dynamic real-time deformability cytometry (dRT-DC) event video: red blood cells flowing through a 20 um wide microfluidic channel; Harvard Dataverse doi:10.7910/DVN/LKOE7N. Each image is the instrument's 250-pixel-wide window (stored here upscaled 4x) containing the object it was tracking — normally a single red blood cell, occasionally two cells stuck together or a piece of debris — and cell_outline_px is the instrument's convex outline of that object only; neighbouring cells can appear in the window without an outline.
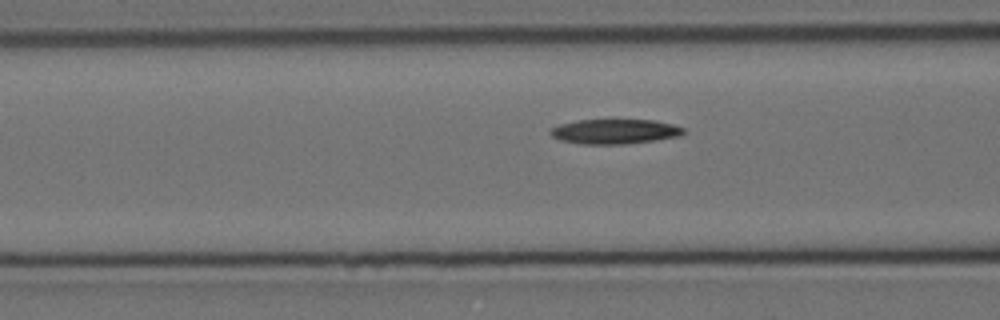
{"species": "Egyptian fruit bat (a non-hibernating species)", "species_latin": "Rousettus aegyptiacus", "temperature_condition": "cold", "stored_images_in_passage": 41, "camera_frame_rate_fps": 3000, "um_per_image_px": 0.085, "animal": {"sex": "female"}, "frame": {"image": 1, "passage_image": 18, "time_ms": 5.667, "image_size_px": [1000, 320], "cell_outline_px": [[684, 132], [680, 136], [624, 144], [580, 144], [560, 140], [552, 136], [548, 132], [552, 128], [560, 124], [576, 120], [612, 116], [652, 120], [672, 124], [684, 128]], "centroid_in_image_um": [52.21, 11.12], "position_along_channel_um": 114.4, "area_um2": 20.17}}
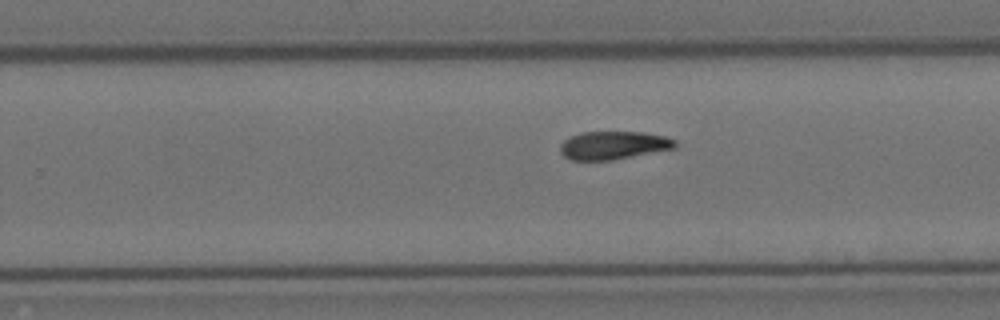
{"frame": {"image": 2, "passage_image": 32, "time_ms": 10.333, "image_size_px": [1000, 320], "cell_outline_px": [[676, 148], [612, 160], [572, 160], [564, 156], [560, 152], [560, 144], [564, 140], [580, 132], [644, 132], [664, 136], [676, 140]], "centroid_in_image_um": [52.14, 12.35], "position_along_channel_um": 277.7, "area_um2": 18.84}}
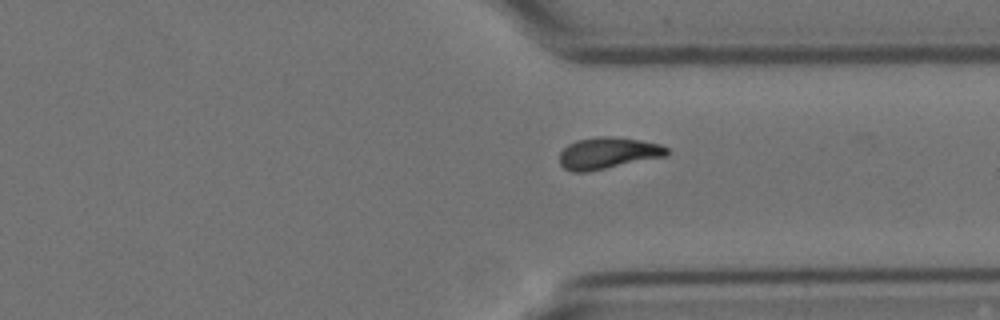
{"frame": {"image": 3, "passage_image": 39, "time_ms": 12.667, "image_size_px": [1000, 320], "cell_outline_px": [[668, 156], [588, 172], [572, 172], [564, 168], [560, 164], [560, 152], [568, 144], [576, 140], [596, 136], [608, 136], [640, 140], [660, 144], [668, 148]], "centroid_in_image_um": [51.67, 13.02], "position_along_channel_um": 359.7, "area_um2": 19.94}}